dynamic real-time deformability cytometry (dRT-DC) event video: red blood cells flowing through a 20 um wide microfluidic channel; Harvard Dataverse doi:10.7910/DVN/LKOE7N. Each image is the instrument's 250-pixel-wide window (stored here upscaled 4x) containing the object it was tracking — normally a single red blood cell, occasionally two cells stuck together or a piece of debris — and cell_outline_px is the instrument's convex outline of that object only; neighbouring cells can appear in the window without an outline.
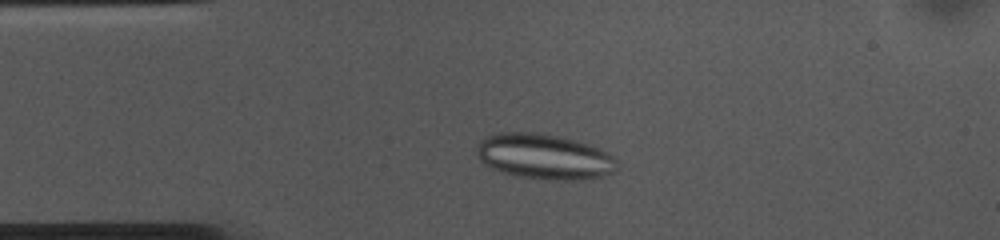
{"species": "common noctule bat (a hibernating species)", "species_latin": "Nyctalus noctula", "temperature_condition": "cold", "stored_images_in_passage": 43, "camera_frame_rate_fps": 3000, "um_per_image_px": 0.085, "animal": {"sex": "female", "body_mass_g": 10.0, "forearm_length_mm": 53.1}, "frame": {"image": 1, "passage_image": 1, "time_ms": 0.0, "image_size_px": [1000, 240], "cell_outline_px": [[620, 168], [616, 172], [604, 176], [572, 180], [552, 180], [516, 176], [492, 168], [484, 164], [476, 156], [476, 148], [480, 140], [496, 132], [536, 132], [560, 136], [576, 140], [600, 148], [608, 152], [620, 164]], "centroid_in_image_um": [46.29, 13.3], "position_along_channel_um": 38.7, "area_um2": 37.57}}
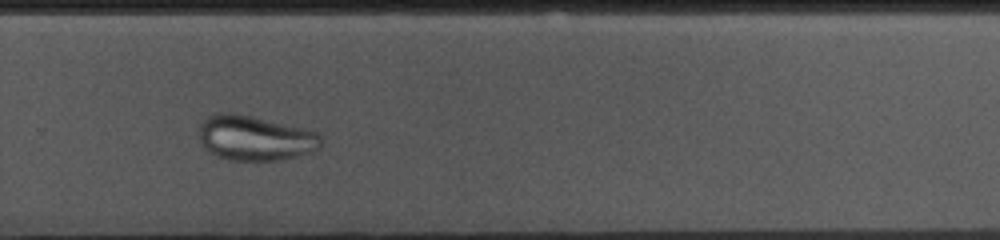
{"frame": {"image": 2, "passage_image": 25, "time_ms": 8.0, "image_size_px": [1000, 240], "cell_outline_px": [[320, 148], [312, 152], [280, 160], [228, 160], [216, 156], [204, 148], [200, 140], [200, 124], [208, 116], [216, 112], [232, 112], [252, 116], [308, 128], [320, 132]], "centroid_in_image_um": [21.7, 11.72], "position_along_channel_um": 308.1, "area_um2": 32.31}}
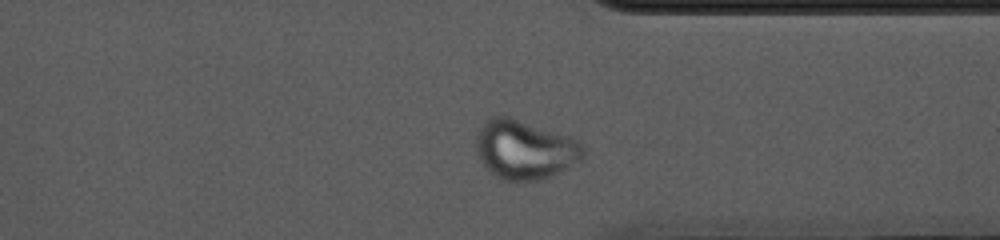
{"frame": {"image": 3, "passage_image": 30, "time_ms": 9.667, "image_size_px": [1000, 240], "cell_outline_px": [[584, 152], [580, 160], [544, 180], [504, 180], [496, 176], [480, 160], [476, 152], [476, 136], [484, 120], [492, 116], [508, 116], [572, 136], [584, 148]], "centroid_in_image_um": [44.59, 12.69], "position_along_channel_um": 366.8, "area_um2": 36.76}}